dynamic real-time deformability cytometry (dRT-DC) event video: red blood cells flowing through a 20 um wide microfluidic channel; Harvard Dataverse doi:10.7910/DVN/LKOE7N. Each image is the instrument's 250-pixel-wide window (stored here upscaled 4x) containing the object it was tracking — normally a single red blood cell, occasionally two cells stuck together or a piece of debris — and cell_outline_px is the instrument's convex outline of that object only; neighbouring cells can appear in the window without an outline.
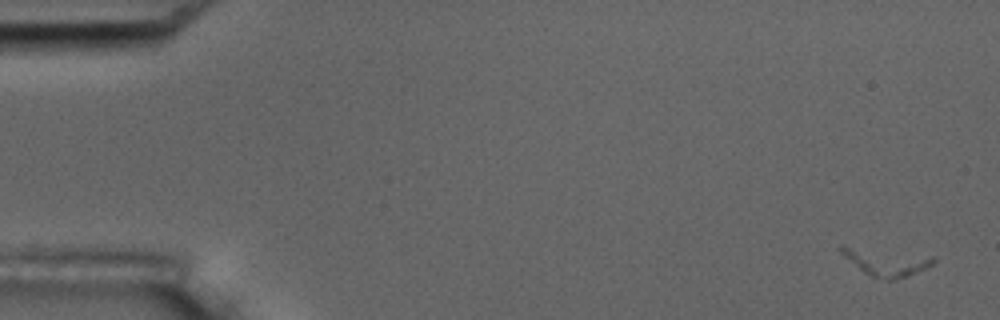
{"species": "common noctule bat (a hibernating species)", "species_latin": "Nyctalus noctula", "temperature_condition": "room temperature", "stored_images_in_passage": 5, "camera_frame_rate_fps": 3000, "um_per_image_px": 0.085, "animal": {"sex": "male", "body_mass_g": 17.5, "forearm_length_mm": 52.3}, "frame": {"image": 1, "passage_image": 1, "time_ms": 0.0, "image_size_px": [1000, 320], "cell_outline_px": [[936, 260], [932, 264], [924, 268], [904, 276], [892, 280], [888, 280], [872, 276], [864, 272], [844, 256], [840, 252], [840, 244], [844, 244], [932, 256]], "centroid_in_image_um": [75.25, 22.22], "position_along_channel_um": 9.7, "area_um2": 14.45}}